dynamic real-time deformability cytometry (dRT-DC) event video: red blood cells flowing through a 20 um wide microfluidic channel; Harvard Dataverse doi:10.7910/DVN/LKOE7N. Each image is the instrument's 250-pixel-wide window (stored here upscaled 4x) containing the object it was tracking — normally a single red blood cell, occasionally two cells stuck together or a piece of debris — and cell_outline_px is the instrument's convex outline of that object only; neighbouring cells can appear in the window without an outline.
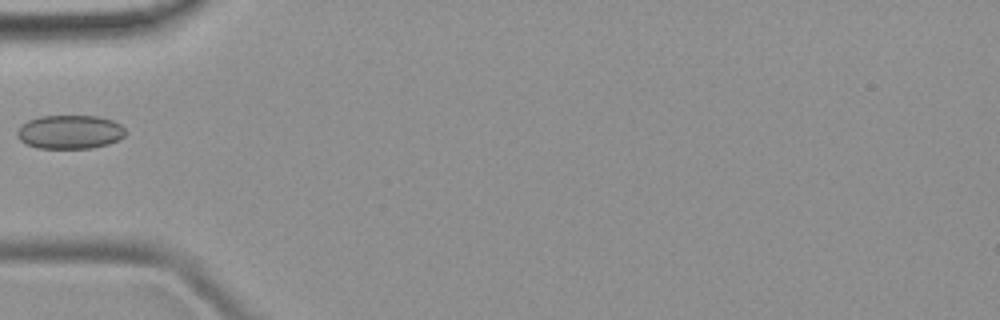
{"species": "common noctule bat (a hibernating species)", "species_latin": "Nyctalus noctula", "temperature_condition": "room temperature", "stored_images_in_passage": 9, "camera_frame_rate_fps": 3000, "um_per_image_px": 0.085, "animal": {"sex": "female", "body_mass_g": 19.9}, "frame": {"image": 1, "passage_image": 7, "time_ms": 7.667, "image_size_px": [1000, 320], "cell_outline_px": [[124, 136], [108, 144], [92, 148], [36, 148], [20, 140], [16, 136], [16, 132], [28, 120], [40, 116], [100, 116], [112, 120], [120, 124], [124, 128]], "centroid_in_image_um": [5.93, 11.21], "position_along_channel_um": 79.1, "area_um2": 21.21}}
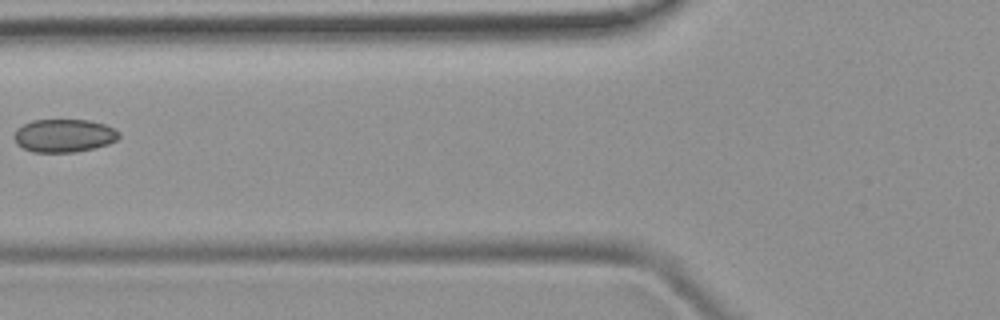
{"frame": {"image": 2, "passage_image": 8, "time_ms": 8.667, "image_size_px": [1000, 320], "cell_outline_px": [[120, 136], [116, 140], [108, 144], [76, 152], [32, 152], [16, 144], [12, 136], [16, 128], [32, 120], [88, 120], [104, 124], [120, 132]], "centroid_in_image_um": [5.4, 11.53], "position_along_channel_um": 120.4, "area_um2": 20.29}}
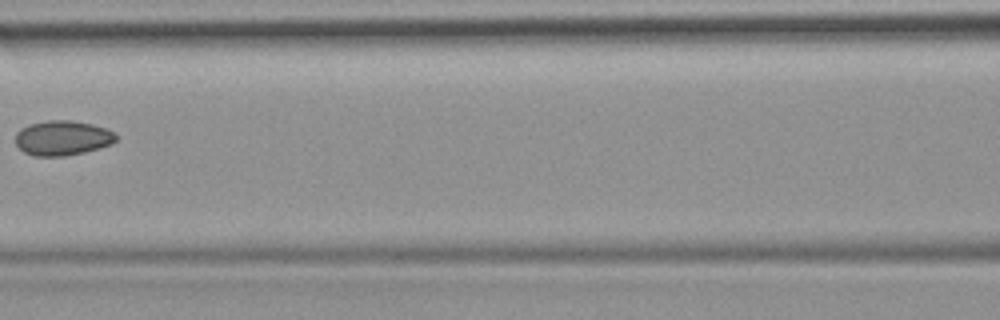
{"frame": {"image": 3, "passage_image": 9, "time_ms": 9.667, "image_size_px": [1000, 320], "cell_outline_px": [[116, 140], [112, 144], [100, 148], [84, 152], [64, 156], [36, 156], [24, 152], [16, 144], [16, 132], [20, 128], [28, 124], [48, 120], [68, 120], [92, 124], [116, 132]], "centroid_in_image_um": [5.31, 11.72], "position_along_channel_um": 161.3, "area_um2": 20.46}}